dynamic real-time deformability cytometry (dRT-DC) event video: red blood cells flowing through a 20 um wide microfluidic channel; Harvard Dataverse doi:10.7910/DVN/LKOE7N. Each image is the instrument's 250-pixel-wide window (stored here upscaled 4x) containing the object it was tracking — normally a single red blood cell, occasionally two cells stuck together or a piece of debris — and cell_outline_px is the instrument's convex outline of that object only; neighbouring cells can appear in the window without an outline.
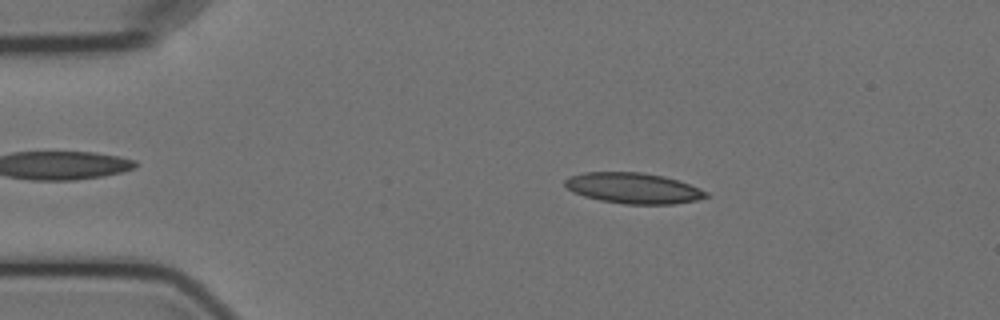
{"species": "Egyptian fruit bat (a non-hibernating species)", "species_latin": "Rousettus aegyptiacus", "temperature_condition": "cold", "stored_images_in_passage": 9, "camera_frame_rate_fps": 3000, "um_per_image_px": 0.085, "animal": {"sex": "female"}, "frame": {"image": 1, "passage_image": 2, "time_ms": 1.333, "image_size_px": [1000, 320], "cell_outline_px": [[712, 196], [696, 200], [672, 204], [624, 204], [600, 200], [584, 196], [572, 192], [564, 184], [564, 180], [568, 176], [584, 172], [644, 172], [664, 176], [688, 184], [708, 192]], "centroid_in_image_um": [53.82, 15.99], "position_along_channel_um": 31.2, "area_um2": 25.32}}
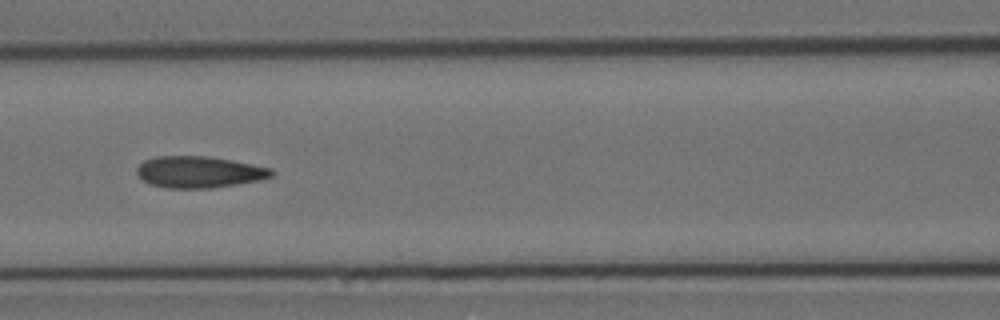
{"frame": {"image": 2, "passage_image": 6, "time_ms": 6.0, "image_size_px": [1000, 320], "cell_outline_px": [[276, 172], [272, 176], [260, 180], [212, 188], [168, 188], [148, 184], [136, 172], [136, 168], [144, 160], [156, 156], [208, 156], [232, 160], [272, 168]], "centroid_in_image_um": [16.93, 14.62], "position_along_channel_um": 149.7, "area_um2": 24.85}}
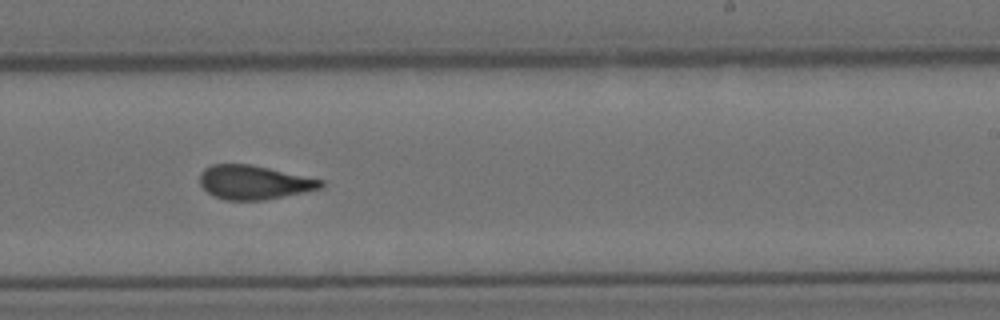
{"frame": {"image": 3, "passage_image": 9, "time_ms": 9.333, "image_size_px": [1000, 320], "cell_outline_px": [[324, 188], [264, 200], [224, 200], [208, 192], [200, 184], [200, 172], [204, 168], [212, 164], [252, 164], [324, 180]], "centroid_in_image_um": [21.61, 15.49], "position_along_channel_um": 267.4, "area_um2": 24.04}}